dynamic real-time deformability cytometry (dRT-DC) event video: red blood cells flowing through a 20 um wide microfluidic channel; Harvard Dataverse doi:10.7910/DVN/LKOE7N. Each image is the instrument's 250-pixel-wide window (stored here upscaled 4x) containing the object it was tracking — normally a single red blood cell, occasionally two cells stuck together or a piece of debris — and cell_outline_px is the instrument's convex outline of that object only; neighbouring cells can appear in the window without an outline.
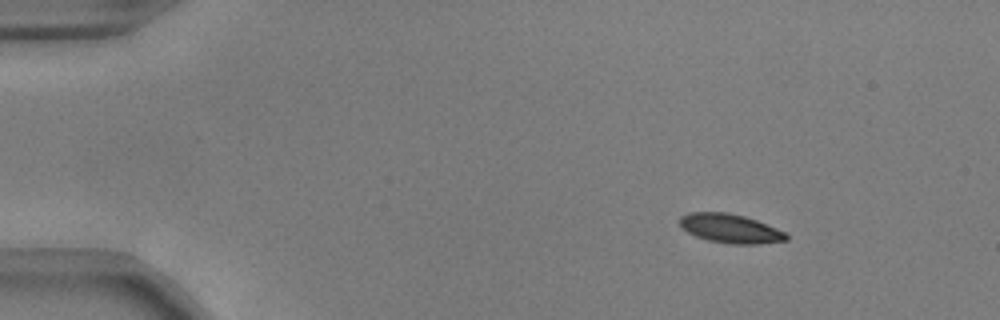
{"species": "common noctule bat (a hibernating species)", "species_latin": "Nyctalus noctula", "temperature_condition": "warm", "stored_images_in_passage": 48, "camera_frame_rate_fps": 3000, "um_per_image_px": 0.085, "animal": {"sex": "male", "body_mass_g": 17.9, "forearm_length_mm": 54.2}, "frame": {"image": 1, "passage_image": 1, "time_ms": 0.0, "image_size_px": [1000, 320], "cell_outline_px": [[788, 240], [756, 244], [732, 244], [708, 240], [696, 236], [688, 232], [680, 224], [680, 216], [688, 212], [728, 212], [744, 216], [756, 220], [776, 228], [784, 232], [788, 236]], "centroid_in_image_um": [62.07, 19.41], "position_along_channel_um": 22.9, "area_um2": 17.86}}
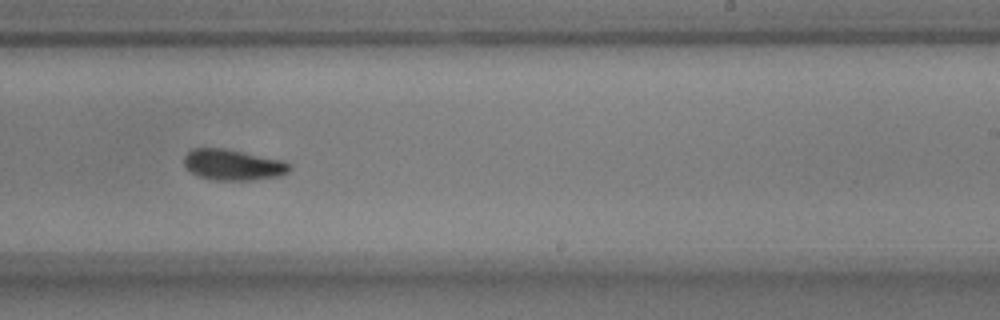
{"frame": {"image": 2, "passage_image": 28, "time_ms": 9.0, "image_size_px": [1000, 320], "cell_outline_px": [[292, 168], [288, 172], [280, 176], [252, 180], [212, 180], [196, 176], [184, 164], [184, 156], [192, 148], [224, 148], [284, 160], [292, 164]], "centroid_in_image_um": [19.83, 14.01], "position_along_channel_um": 269.2, "area_um2": 19.19}}
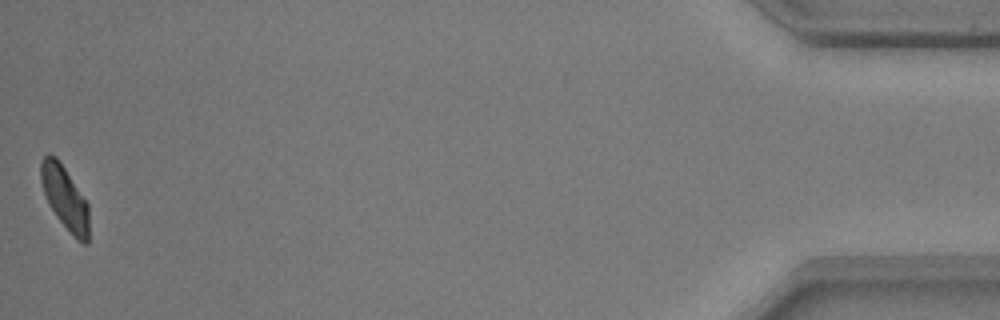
{"frame": {"image": 3, "passage_image": 48, "time_ms": 15.667, "image_size_px": [1000, 320], "cell_outline_px": [[88, 244], [84, 244], [56, 216], [44, 192], [40, 180], [40, 164], [44, 156], [48, 152], [56, 156], [88, 204]], "centroid_in_image_um": [5.49, 16.74], "position_along_channel_um": 429.7, "area_um2": 17.05}, "authors_computed_cell_mechanics": {"area_um2": 18.9873, "velocity_mm_per_s": 3.7154, "shape_relaxation_time_tau1_ms": 2.5392, "shape_relaxation_time_tau2_ms": 6.9912, "deformation_change_tau1": 0.1181, "deformation_change_tau2": 0.0984}}